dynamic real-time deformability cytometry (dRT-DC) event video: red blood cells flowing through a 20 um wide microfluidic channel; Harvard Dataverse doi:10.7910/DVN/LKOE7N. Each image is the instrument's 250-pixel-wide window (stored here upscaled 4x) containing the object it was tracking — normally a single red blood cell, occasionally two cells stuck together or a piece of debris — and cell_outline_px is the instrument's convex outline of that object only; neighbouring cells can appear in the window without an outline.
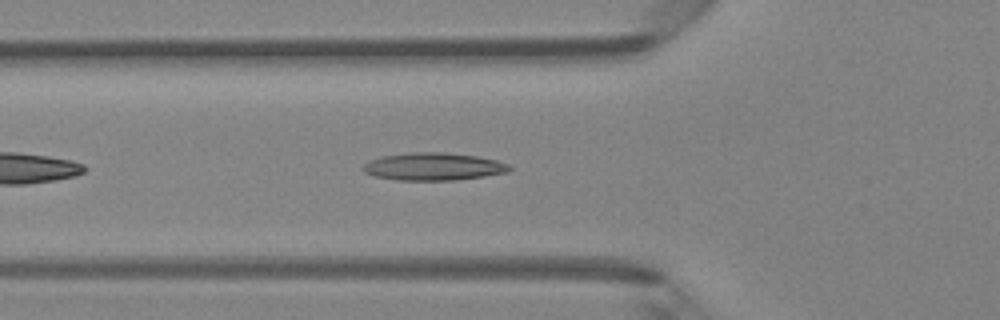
{"species": "Egyptian fruit bat (a non-hibernating species)", "species_latin": "Rousettus aegyptiacus", "temperature_condition": "room temperature", "stored_images_in_passage": 34, "camera_frame_rate_fps": 3000, "um_per_image_px": 0.085, "animal": {"sex": "female"}, "frame": {"image": 1, "passage_image": 5, "time_ms": 1.333, "image_size_px": [1000, 320], "cell_outline_px": [[512, 168], [508, 172], [484, 176], [456, 180], [396, 180], [376, 176], [364, 172], [360, 168], [368, 160], [380, 156], [412, 152], [444, 152], [476, 156], [496, 160], [508, 164]], "centroid_in_image_um": [36.8, 14.15], "position_along_channel_um": 89.0, "area_um2": 23.64}}
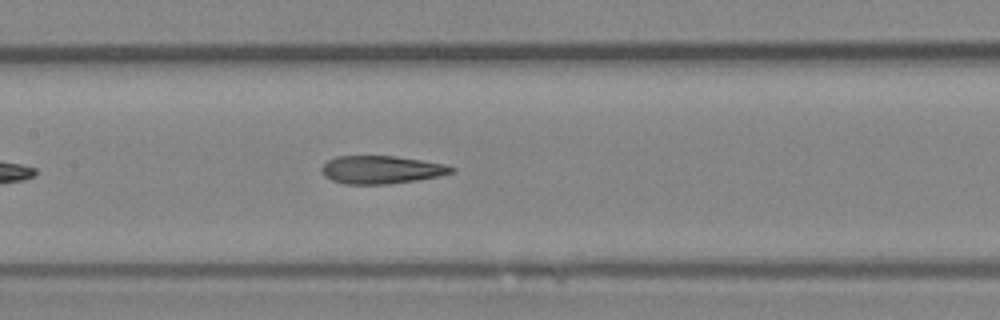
{"frame": {"image": 2, "passage_image": 11, "time_ms": 3.333, "image_size_px": [1000, 320], "cell_outline_px": [[456, 168], [452, 172], [440, 176], [416, 180], [388, 184], [344, 184], [332, 180], [324, 176], [320, 168], [328, 160], [336, 156], [396, 156], [444, 164]], "centroid_in_image_um": [32.38, 14.42], "position_along_channel_um": 175.0, "area_um2": 21.1}}
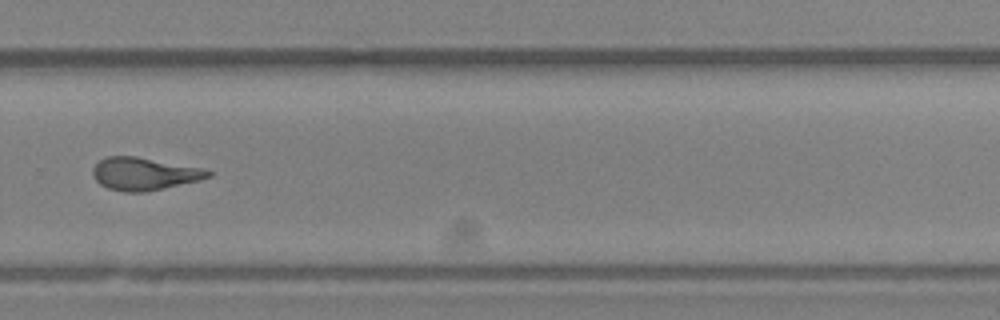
{"frame": {"image": 3, "passage_image": 21, "time_ms": 6.667, "image_size_px": [1000, 320], "cell_outline_px": [[212, 176], [200, 180], [144, 192], [124, 192], [108, 188], [100, 184], [92, 176], [92, 168], [100, 160], [108, 156], [136, 156], [200, 168], [212, 172]], "centroid_in_image_um": [12.22, 14.77], "position_along_channel_um": 317.6, "area_um2": 21.73}, "authors_computed_cell_mechanics": {"area_um2": 21.8195, "velocity_mm_per_s": 4.2986, "shape_relaxation_time_tau1_ms": null, "shape_relaxation_time_tau2_ms": 1.3374, "deformation_change_tau1": null, "deformation_change_tau2": 0.112}}